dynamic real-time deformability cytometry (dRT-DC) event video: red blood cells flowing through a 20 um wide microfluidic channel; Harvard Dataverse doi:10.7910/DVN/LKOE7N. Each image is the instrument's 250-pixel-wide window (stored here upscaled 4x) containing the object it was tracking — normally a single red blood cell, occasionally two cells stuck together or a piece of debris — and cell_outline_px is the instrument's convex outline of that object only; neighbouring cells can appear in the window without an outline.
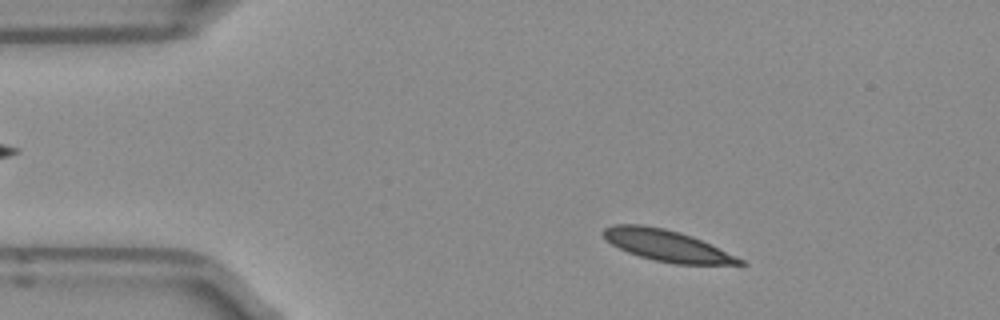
{"species": "Egyptian fruit bat (a non-hibernating species)", "species_latin": "Rousettus aegyptiacus", "temperature_condition": "room temperature", "stored_images_in_passage": 48, "camera_frame_rate_fps": 3000, "um_per_image_px": 0.085, "frame": {"image": 1, "passage_image": 5, "time_ms": 1.333, "image_size_px": [1000, 320], "cell_outline_px": [[748, 264], [676, 264], [652, 260], [628, 252], [612, 244], [604, 236], [604, 228], [612, 224], [640, 224], [664, 228], [680, 232], [692, 236], [744, 260]], "centroid_in_image_um": [56.67, 20.87], "position_along_channel_um": 28.3, "area_um2": 24.51}}
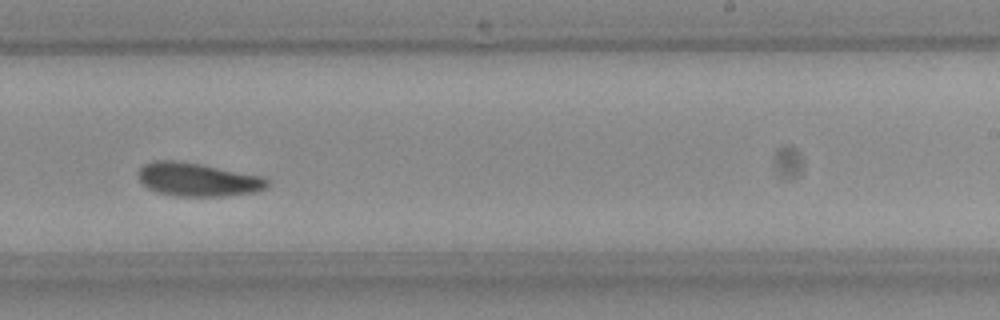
{"frame": {"image": 2, "passage_image": 28, "time_ms": 9.0, "image_size_px": [1000, 320], "cell_outline_px": [[272, 184], [268, 188], [256, 192], [224, 196], [176, 196], [156, 192], [148, 188], [140, 180], [140, 168], [144, 164], [152, 160], [176, 160], [200, 164], [264, 176]], "centroid_in_image_um": [16.87, 15.26], "position_along_channel_um": 272.1, "area_um2": 25.32}}
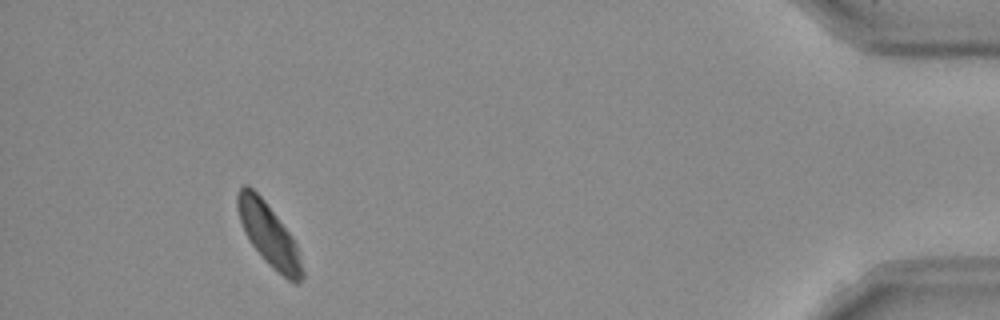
{"frame": {"image": 3, "passage_image": 44, "time_ms": 14.333, "image_size_px": [1000, 320], "cell_outline_px": [[304, 276], [296, 284], [288, 280], [272, 268], [264, 260], [248, 240], [244, 232], [240, 220], [236, 204], [236, 196], [240, 188], [244, 184], [248, 184], [264, 200], [292, 236], [296, 244], [304, 272]], "centroid_in_image_um": [22.83, 19.96], "position_along_channel_um": 412.4, "area_um2": 23.41}, "authors_computed_cell_mechanics": {"area_um2": 24.6806, "velocity_mm_per_s": 3.8852, "shape_relaxation_time_tau1_ms": 5.6629, "shape_relaxation_time_tau2_ms": 3.5034, "deformation_change_tau1": 0.1282, "deformation_change_tau2": 0.0701}}